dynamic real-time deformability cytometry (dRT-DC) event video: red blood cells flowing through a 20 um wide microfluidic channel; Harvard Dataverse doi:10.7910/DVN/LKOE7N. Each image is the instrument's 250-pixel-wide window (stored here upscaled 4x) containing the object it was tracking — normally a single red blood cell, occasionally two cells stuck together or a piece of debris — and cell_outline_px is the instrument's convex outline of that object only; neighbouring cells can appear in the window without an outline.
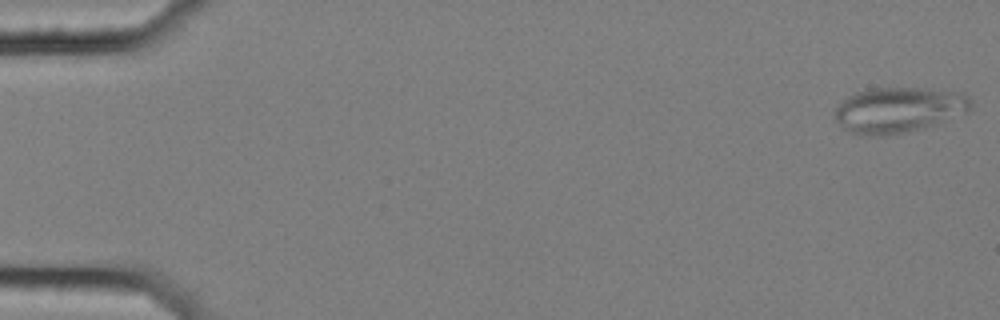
{"species": "common noctule bat (a hibernating species)", "species_latin": "Nyctalus noctula", "temperature_condition": "cold", "stored_images_in_passage": 10, "camera_frame_rate_fps": 3000, "um_per_image_px": 0.085, "animal": {"sex": "female", "body_mass_g": 25.1}, "frame": {"image": 1, "passage_image": 1, "time_ms": 0.0, "image_size_px": [1000, 320], "cell_outline_px": [[972, 104], [968, 108], [924, 128], [884, 136], [860, 136], [848, 132], [832, 116], [836, 108], [848, 96], [856, 92], [872, 88], [920, 88], [964, 92], [968, 96]], "centroid_in_image_um": [76.28, 9.34], "position_along_channel_um": 8.7, "area_um2": 35.6}}